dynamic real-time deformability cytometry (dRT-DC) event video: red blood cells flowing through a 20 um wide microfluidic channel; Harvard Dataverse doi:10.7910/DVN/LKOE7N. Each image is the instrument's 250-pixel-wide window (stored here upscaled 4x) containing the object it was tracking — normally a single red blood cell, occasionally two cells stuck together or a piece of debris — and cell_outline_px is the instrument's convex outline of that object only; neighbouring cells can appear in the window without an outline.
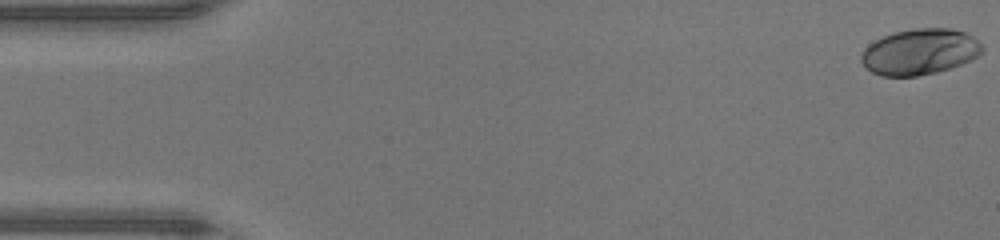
{"species": "human", "species_latin": "Homo sapiens", "temperature_condition": "warm", "stored_images_in_passage": 48, "camera_frame_rate_fps": 3000, "um_per_image_px": 0.085, "donor": {"sex": "male"}, "frame": {"image": 1, "passage_image": 1, "time_ms": 0.0, "image_size_px": [1000, 240], "cell_outline_px": [[984, 48], [976, 56], [960, 64], [936, 72], [916, 76], [884, 76], [872, 72], [860, 60], [860, 56], [864, 48], [868, 44], [884, 36], [896, 32], [916, 28], [952, 28], [964, 32], [972, 36]], "centroid_in_image_um": [78.15, 4.39], "position_along_channel_um": 6.9, "area_um2": 31.91}}
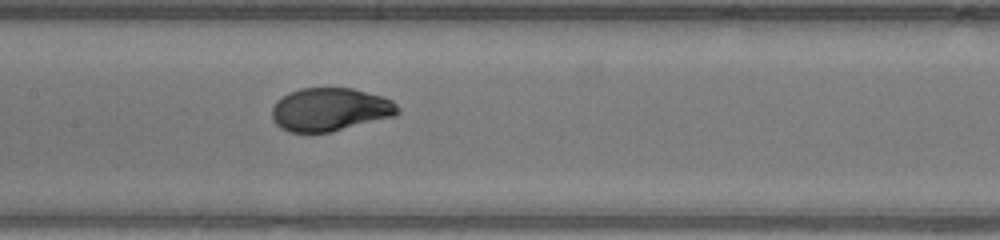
{"frame": {"image": 2, "passage_image": 23, "time_ms": 7.333, "image_size_px": [1000, 240], "cell_outline_px": [[400, 112], [396, 116], [328, 132], [288, 132], [280, 128], [272, 120], [272, 108], [276, 100], [288, 92], [300, 88], [352, 88], [384, 96], [392, 100], [400, 108]], "centroid_in_image_um": [28.05, 9.3], "position_along_channel_um": 179.3, "area_um2": 31.91}}
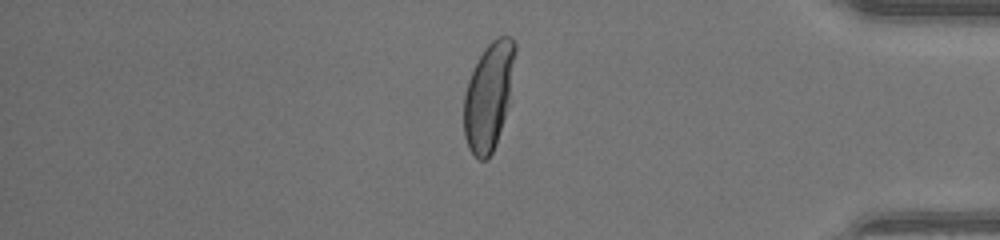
{"frame": {"image": 3, "passage_image": 40, "time_ms": 13.0, "image_size_px": [1000, 240], "cell_outline_px": [[516, 48], [508, 104], [496, 144], [488, 160], [480, 160], [468, 148], [464, 136], [464, 96], [468, 80], [484, 48], [496, 36], [512, 36], [516, 44]], "centroid_in_image_um": [41.53, 8.16], "position_along_channel_um": 393.7, "area_um2": 31.73}, "authors_computed_cell_mechanics": {"area_um2": 32.0212, "velocity_mm_per_s": 4.359, "shape_relaxation_time_tau1_ms": 3.3076, "shape_relaxation_time_tau2_ms": null, "deformation_change_tau1": 0.2023, "deformation_change_tau2": null}}